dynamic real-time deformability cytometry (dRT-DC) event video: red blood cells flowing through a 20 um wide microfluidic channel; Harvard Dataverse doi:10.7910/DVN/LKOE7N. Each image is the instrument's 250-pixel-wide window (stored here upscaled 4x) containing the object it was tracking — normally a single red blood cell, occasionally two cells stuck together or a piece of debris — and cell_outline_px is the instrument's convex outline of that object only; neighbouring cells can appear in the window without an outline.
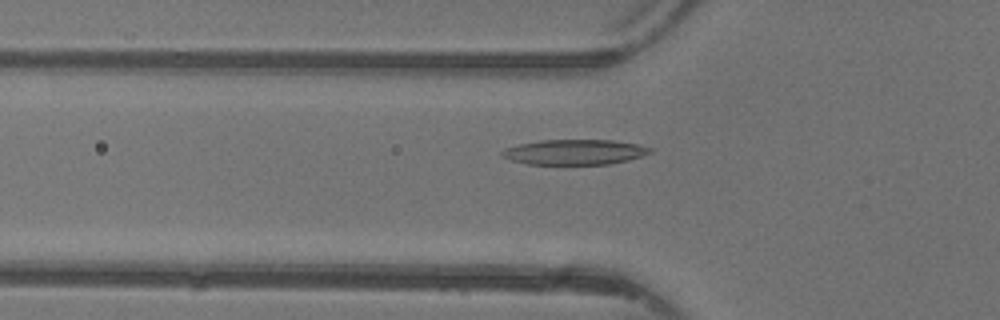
{"species": "common noctule bat (a hibernating species)", "species_latin": "Nyctalus noctula", "temperature_condition": "warm", "stored_images_in_passage": 48, "camera_frame_rate_fps": 3000, "um_per_image_px": 0.085, "animal": {"sex": "female"}, "frame": {"image": 1, "passage_image": 17, "time_ms": 5.333, "image_size_px": [1000, 320], "cell_outline_px": [[652, 152], [628, 160], [608, 164], [528, 164], [512, 160], [500, 156], [500, 152], [504, 148], [520, 144], [540, 140], [612, 140], [636, 144], [652, 148]], "centroid_in_image_um": [48.8, 12.92], "position_along_channel_um": 77.0, "area_um2": 21.62}}
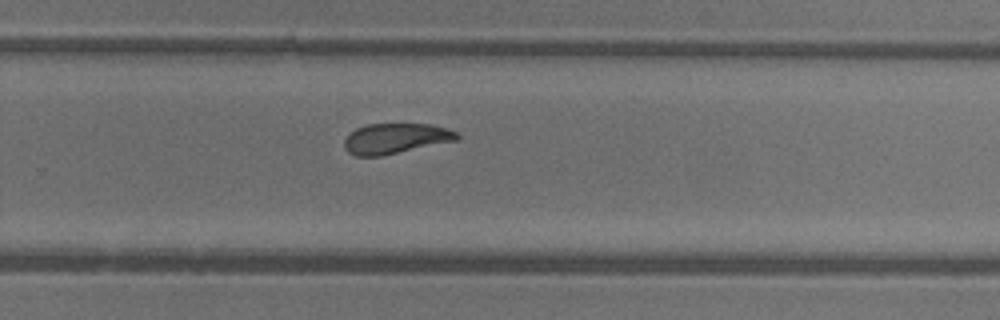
{"frame": {"image": 2, "passage_image": 32, "time_ms": 10.333, "image_size_px": [1000, 320], "cell_outline_px": [[460, 140], [380, 156], [356, 156], [348, 152], [344, 148], [344, 140], [348, 132], [356, 128], [368, 124], [432, 124], [448, 128], [456, 132], [460, 136]], "centroid_in_image_um": [33.63, 11.77], "position_along_channel_um": 296.2, "area_um2": 20.17}}
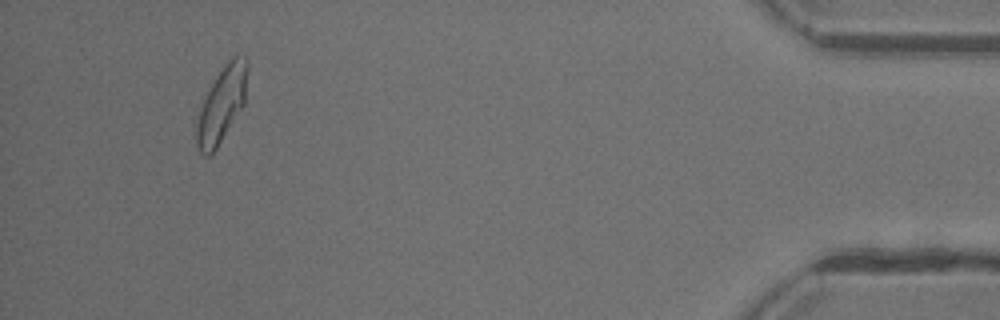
{"frame": {"image": 3, "passage_image": 45, "time_ms": 14.667, "image_size_px": [1000, 320], "cell_outline_px": [[248, 68], [244, 104], [216, 148], [208, 156], [204, 156], [200, 152], [196, 144], [196, 124], [200, 108], [216, 76], [224, 64], [232, 56], [244, 56], [248, 60]], "centroid_in_image_um": [18.85, 8.86], "position_along_channel_um": 416.3, "area_um2": 21.96}, "authors_computed_cell_mechanics": {"area_um2": 21.5883, "velocity_mm_per_s": 4.3787, "shape_relaxation_time_tau1_ms": 3.7177, "shape_relaxation_time_tau2_ms": 1.7681, "deformation_change_tau1": 0.1668, "deformation_change_tau2": 0.0976}}